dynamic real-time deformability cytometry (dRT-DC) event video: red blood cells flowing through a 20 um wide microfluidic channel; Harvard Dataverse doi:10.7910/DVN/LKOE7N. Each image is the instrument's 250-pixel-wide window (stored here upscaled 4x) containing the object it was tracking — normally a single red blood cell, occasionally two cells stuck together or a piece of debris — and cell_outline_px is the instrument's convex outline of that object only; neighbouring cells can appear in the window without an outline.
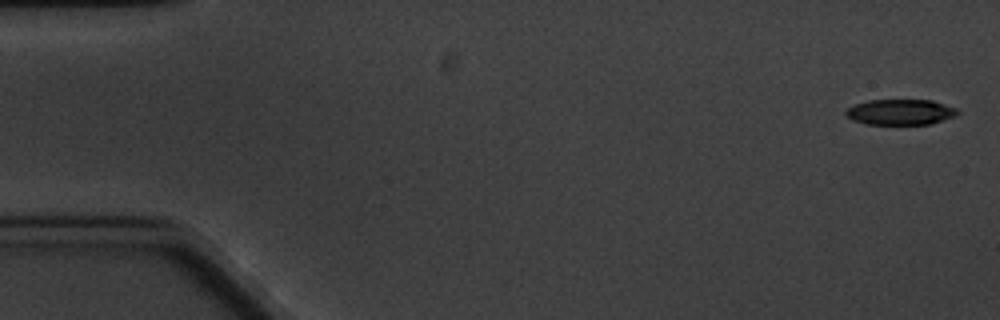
{"species": "common noctule bat (a hibernating species)", "species_latin": "Nyctalus noctula", "temperature_condition": "cold", "stored_images_in_passage": 6, "camera_frame_rate_fps": 3000, "um_per_image_px": 0.085, "animal": {"sex": "male", "body_mass_g": 20.1, "forearm_length_mm": 53.5}, "frame": {"image": 1, "passage_image": 1, "time_ms": 0.0, "image_size_px": [1000, 320], "cell_outline_px": [[960, 112], [956, 116], [928, 124], [864, 124], [852, 120], [844, 112], [848, 108], [856, 104], [868, 100], [932, 100], [956, 108]], "centroid_in_image_um": [76.54, 9.52], "position_along_channel_um": 8.5, "area_um2": 16.59}}
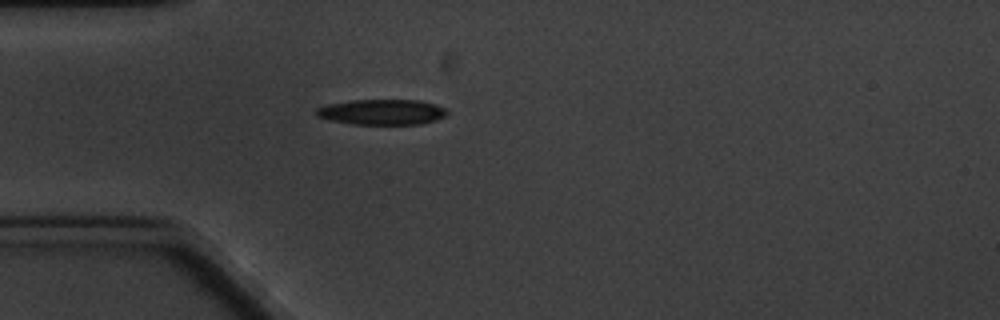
{"frame": {"image": 2, "passage_image": 5, "time_ms": 5.0, "image_size_px": [1000, 320], "cell_outline_px": [[448, 112], [444, 116], [436, 120], [420, 124], [352, 124], [328, 120], [316, 116], [312, 112], [316, 108], [328, 104], [352, 100], [420, 100], [436, 104], [444, 108]], "centroid_in_image_um": [32.41, 9.52], "position_along_channel_um": 52.6, "area_um2": 19.54}}